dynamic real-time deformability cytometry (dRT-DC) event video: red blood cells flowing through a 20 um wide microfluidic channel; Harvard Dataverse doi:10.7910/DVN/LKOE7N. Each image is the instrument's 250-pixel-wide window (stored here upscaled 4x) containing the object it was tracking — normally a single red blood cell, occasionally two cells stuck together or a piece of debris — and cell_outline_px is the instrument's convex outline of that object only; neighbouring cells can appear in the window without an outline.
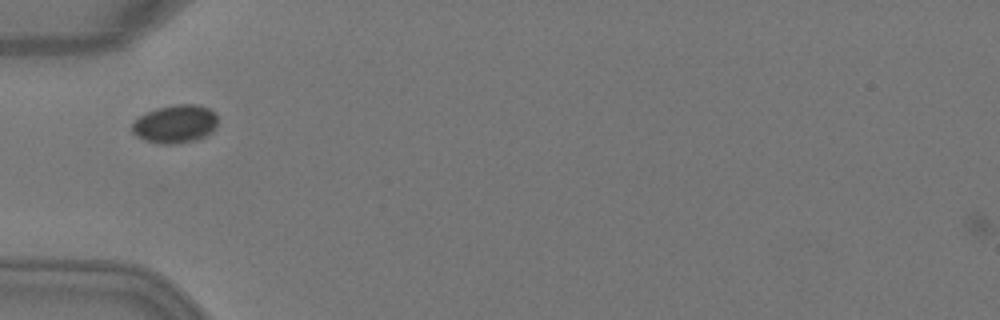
{"species": "Egyptian fruit bat (a non-hibernating species)", "species_latin": "Rousettus aegyptiacus", "temperature_condition": "warm", "stored_images_in_passage": 3, "camera_frame_rate_fps": 3000, "um_per_image_px": 0.085, "animal": {"sex": "female"}, "frame": {"image": 1, "passage_image": 2, "time_ms": 0.333, "image_size_px": [1000, 320], "cell_outline_px": [[216, 128], [212, 132], [196, 140], [176, 144], [156, 144], [144, 140], [136, 136], [132, 132], [132, 124], [140, 116], [156, 108], [176, 104], [196, 104], [208, 108], [216, 112]], "centroid_in_image_um": [14.9, 10.55], "position_along_channel_um": 70.1, "area_um2": 19.19}}